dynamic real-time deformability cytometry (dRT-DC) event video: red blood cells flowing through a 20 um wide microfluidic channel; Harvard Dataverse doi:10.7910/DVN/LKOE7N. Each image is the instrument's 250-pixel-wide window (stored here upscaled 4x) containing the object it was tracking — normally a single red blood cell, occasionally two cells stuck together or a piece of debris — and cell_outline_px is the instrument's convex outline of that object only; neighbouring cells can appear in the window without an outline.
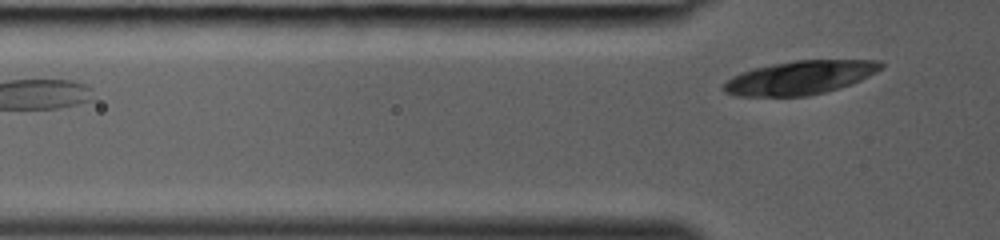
{"species": "common noctule bat (a hibernating species)", "species_latin": "Nyctalus noctula", "temperature_condition": "room temperature", "stored_images_in_passage": 4, "segment_of_instrument_passage": [2, 2], "camera_frame_rate_fps": 3000, "um_per_image_px": 0.085, "animal": {"sex": "female", "body_mass_g": 19.0, "forearm_length_mm": 53.3}, "frame": {"image": 1, "passage_image": 4, "time_ms": 1.0, "image_size_px": [1000, 240], "cell_outline_px": [[884, 68], [852, 84], [840, 88], [808, 96], [732, 96], [724, 92], [724, 84], [732, 76], [740, 72], [752, 68], [772, 64], [796, 60], [880, 60], [884, 64]], "centroid_in_image_um": [68.01, 6.59], "position_along_channel_um": 57.8, "area_um2": 30.98}}